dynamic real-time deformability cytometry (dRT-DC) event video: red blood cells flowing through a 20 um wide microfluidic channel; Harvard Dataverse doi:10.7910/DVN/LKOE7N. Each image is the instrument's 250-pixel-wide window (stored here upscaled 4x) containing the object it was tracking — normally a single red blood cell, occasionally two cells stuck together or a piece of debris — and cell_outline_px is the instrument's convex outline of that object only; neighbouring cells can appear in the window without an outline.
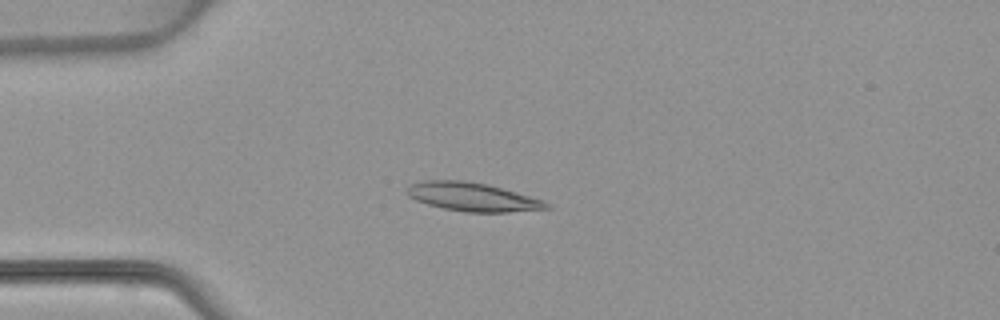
{"species": "common noctule bat (a hibernating species)", "species_latin": "Nyctalus noctula", "temperature_condition": "warm", "stored_images_in_passage": 3, "camera_frame_rate_fps": 3000, "um_per_image_px": 0.085, "animal": {"sex": "female", "body_mass_g": 22.7, "forearm_length_mm": 54.2}, "frame": {"image": 1, "passage_image": 3, "time_ms": 3.0, "image_size_px": [1000, 320], "cell_outline_px": [[552, 208], [508, 212], [464, 212], [444, 208], [428, 204], [416, 200], [408, 196], [404, 188], [408, 184], [424, 180], [464, 180], [484, 184], [516, 192], [544, 200], [552, 204]], "centroid_in_image_um": [40.14, 16.73], "position_along_channel_um": 44.9, "area_um2": 23.29}}